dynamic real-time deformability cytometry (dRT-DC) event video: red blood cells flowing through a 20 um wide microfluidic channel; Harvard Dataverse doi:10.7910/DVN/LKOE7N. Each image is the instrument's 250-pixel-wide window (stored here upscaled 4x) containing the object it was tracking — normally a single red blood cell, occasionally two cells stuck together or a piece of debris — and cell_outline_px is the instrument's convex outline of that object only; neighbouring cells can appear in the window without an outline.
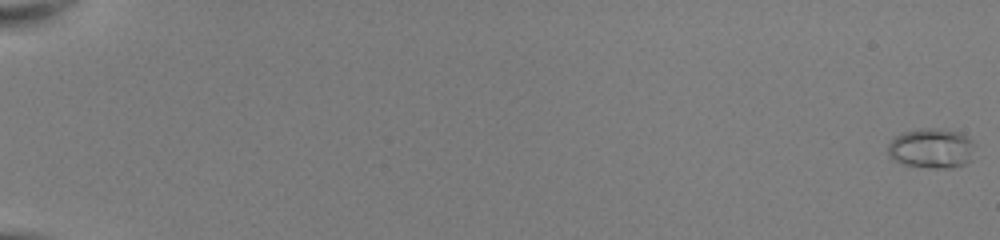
{"species": "common noctule bat (a hibernating species)", "species_latin": "Nyctalus noctula", "temperature_condition": "room temperature", "stored_images_in_passage": 53, "camera_frame_rate_fps": 3000, "um_per_image_px": 0.085, "animal": {"sex": "female", "body_mass_g": 22.0, "forearm_length_mm": 56.7}, "frame": {"image": 1, "passage_image": 1, "time_ms": 0.0, "image_size_px": [1000, 240], "cell_outline_px": [[976, 144], [972, 160], [964, 164], [952, 168], [932, 168], [904, 164], [888, 156], [888, 144], [896, 136], [904, 132], [920, 128], [928, 128], [960, 132], [968, 136]], "centroid_in_image_um": [79.23, 12.61], "position_along_channel_um": 5.8, "area_um2": 20.35}}
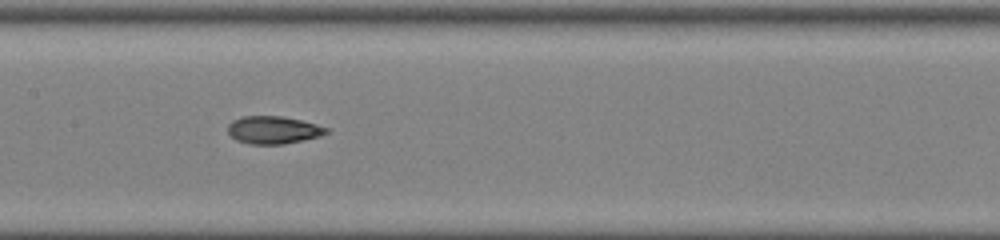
{"frame": {"image": 2, "passage_image": 30, "time_ms": 9.667, "image_size_px": [1000, 240], "cell_outline_px": [[328, 132], [320, 136], [284, 144], [248, 144], [236, 140], [228, 132], [228, 124], [232, 120], [240, 116], [280, 116], [300, 120], [316, 124], [328, 128]], "centroid_in_image_um": [23.2, 11.04], "position_along_channel_um": 184.2, "area_um2": 15.84}}
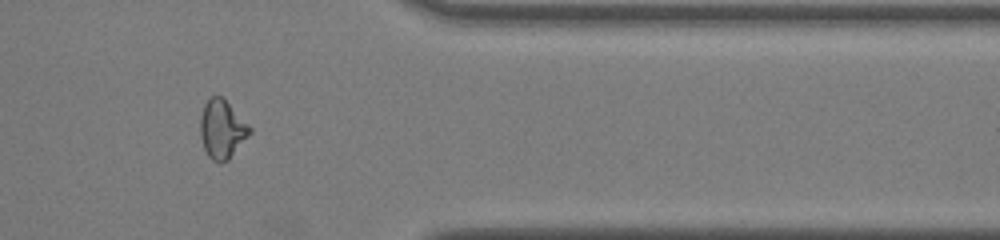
{"frame": {"image": 3, "passage_image": 46, "time_ms": 15.0, "image_size_px": [1000, 240], "cell_outline_px": [[252, 132], [228, 160], [220, 164], [212, 160], [208, 156], [204, 148], [200, 136], [200, 116], [204, 104], [212, 96], [224, 96], [252, 128]], "centroid_in_image_um": [18.88, 10.97], "position_along_channel_um": 392.5, "area_um2": 17.17}, "authors_computed_cell_mechanics": {"area_um2": 16.473, "velocity_mm_per_s": 4.0746, "shape_relaxation_time_tau1_ms": 7.4192, "shape_relaxation_time_tau2_ms": 1.6902, "deformation_change_tau1": 0.2328, "deformation_change_tau2": 0.066}}